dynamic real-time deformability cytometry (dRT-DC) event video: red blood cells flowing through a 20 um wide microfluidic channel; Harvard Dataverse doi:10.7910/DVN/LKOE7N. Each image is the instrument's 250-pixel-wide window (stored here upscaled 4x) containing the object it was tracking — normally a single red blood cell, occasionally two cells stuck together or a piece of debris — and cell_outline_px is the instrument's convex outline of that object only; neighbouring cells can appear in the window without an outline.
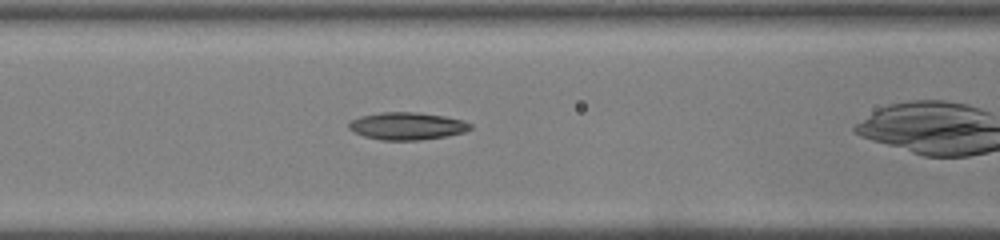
{"species": "common noctule bat (a hibernating species)", "species_latin": "Nyctalus noctula", "temperature_condition": "warm", "stored_images_in_passage": 10, "camera_frame_rate_fps": 3000, "um_per_image_px": 0.085, "animal": {"sex": "male", "body_mass_g": 19.0, "forearm_length_mm": 50.8}, "frame": {"image": 1, "passage_image": 6, "time_ms": 1.667, "image_size_px": [1000, 240], "cell_outline_px": [[472, 128], [464, 132], [444, 136], [420, 140], [380, 140], [364, 136], [348, 128], [348, 124], [352, 120], [360, 116], [380, 112], [416, 112], [444, 116], [464, 120], [472, 124]], "centroid_in_image_um": [34.61, 10.71], "position_along_channel_um": 132.0, "area_um2": 19.36}}